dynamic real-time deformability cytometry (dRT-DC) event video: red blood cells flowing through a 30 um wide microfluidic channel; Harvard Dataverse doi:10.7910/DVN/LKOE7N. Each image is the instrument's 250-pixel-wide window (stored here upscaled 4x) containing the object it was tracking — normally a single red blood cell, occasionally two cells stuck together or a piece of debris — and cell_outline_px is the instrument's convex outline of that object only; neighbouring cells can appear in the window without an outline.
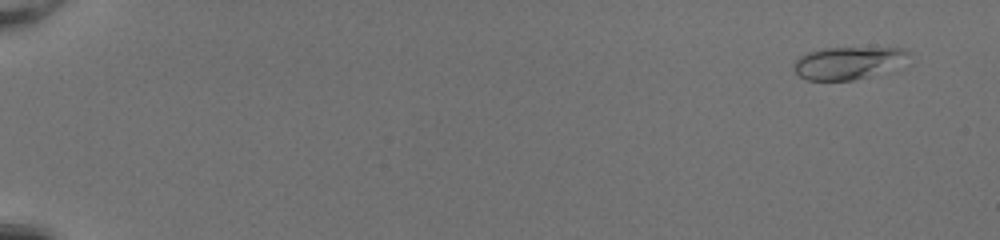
{"species": "common noctule bat (a hibernating species)", "species_latin": "Nyctalus noctula", "temperature_condition": "room temperature", "stored_images_in_passage": 52, "camera_frame_rate_fps": 3000, "um_per_image_px": 0.085, "animal": {"sex": "female", "body_mass_g": 20.0, "forearm_length_mm": 54.0}, "frame": {"image": 1, "passage_image": 4, "time_ms": 1.0, "image_size_px": [1000, 240], "cell_outline_px": [[912, 64], [868, 76], [852, 80], [808, 80], [800, 76], [792, 68], [792, 64], [800, 56], [808, 52], [824, 48], [908, 48], [912, 52]], "centroid_in_image_um": [72.25, 5.33], "position_along_channel_um": 12.7, "area_um2": 22.43}}
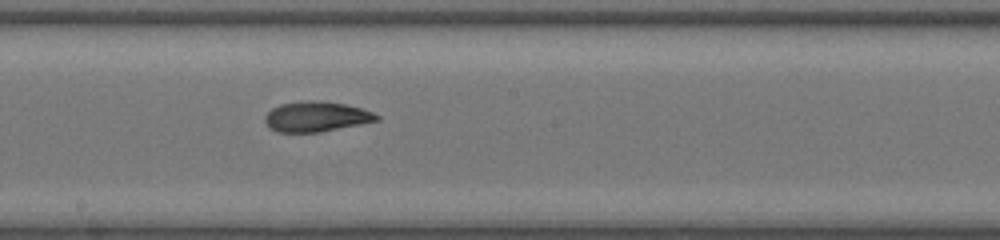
{"frame": {"image": 2, "passage_image": 32, "time_ms": 10.333, "image_size_px": [1000, 240], "cell_outline_px": [[380, 120], [320, 132], [276, 132], [268, 128], [264, 120], [264, 116], [272, 108], [280, 104], [308, 100], [320, 100], [344, 104], [360, 108], [372, 112], [380, 116]], "centroid_in_image_um": [26.85, 9.91], "position_along_channel_um": 221.4, "area_um2": 19.71}}
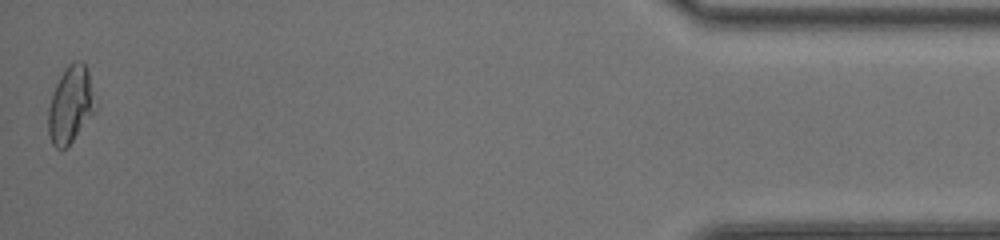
{"frame": {"image": 3, "passage_image": 52, "time_ms": 17.0, "image_size_px": [1000, 240], "cell_outline_px": [[96, 112], [72, 140], [64, 148], [56, 148], [52, 144], [48, 132], [48, 108], [56, 84], [60, 76], [68, 64], [76, 60], [80, 60], [84, 64], [88, 72], [96, 108]], "centroid_in_image_um": [5.99, 8.9], "position_along_channel_um": 429.2, "area_um2": 20.75}, "authors_computed_cell_mechanics": {"area_um2": 19.941, "velocity_mm_per_s": 4.2503, "shape_relaxation_time_tau1_ms": 9.7634, "shape_relaxation_time_tau2_ms": 1.5936, "deformation_change_tau1": 0.2763, "deformation_change_tau2": 0.0714}}